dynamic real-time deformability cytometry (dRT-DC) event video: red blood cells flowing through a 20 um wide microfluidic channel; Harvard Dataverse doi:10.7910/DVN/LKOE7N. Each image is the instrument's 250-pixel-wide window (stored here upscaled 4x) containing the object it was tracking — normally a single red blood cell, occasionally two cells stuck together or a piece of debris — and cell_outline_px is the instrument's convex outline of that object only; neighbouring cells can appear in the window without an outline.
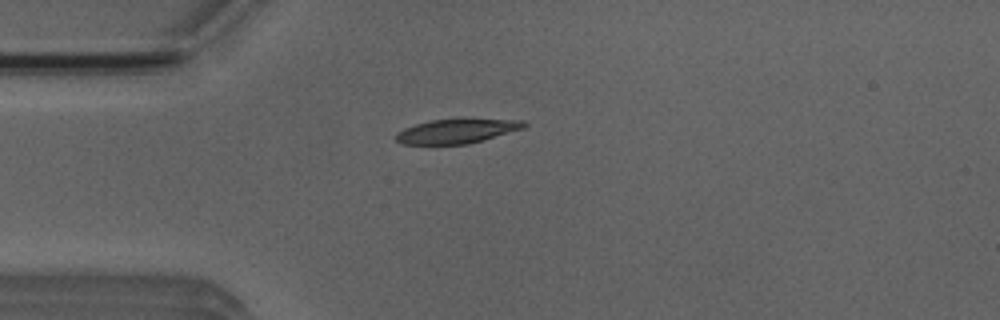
{"species": "Egyptian fruit bat (a non-hibernating species)", "species_latin": "Rousettus aegyptiacus", "temperature_condition": "room temperature", "stored_images_in_passage": 3, "camera_frame_rate_fps": 3000, "um_per_image_px": 0.085, "animal": {"sex": "male"}, "frame": {"image": 1, "passage_image": 2, "time_ms": 1.333, "image_size_px": [1000, 320], "cell_outline_px": [[528, 124], [524, 128], [468, 144], [404, 144], [396, 140], [396, 132], [404, 128], [416, 124], [432, 120], [524, 120]], "centroid_in_image_um": [38.8, 11.16], "position_along_channel_um": 46.2, "area_um2": 17.63}}